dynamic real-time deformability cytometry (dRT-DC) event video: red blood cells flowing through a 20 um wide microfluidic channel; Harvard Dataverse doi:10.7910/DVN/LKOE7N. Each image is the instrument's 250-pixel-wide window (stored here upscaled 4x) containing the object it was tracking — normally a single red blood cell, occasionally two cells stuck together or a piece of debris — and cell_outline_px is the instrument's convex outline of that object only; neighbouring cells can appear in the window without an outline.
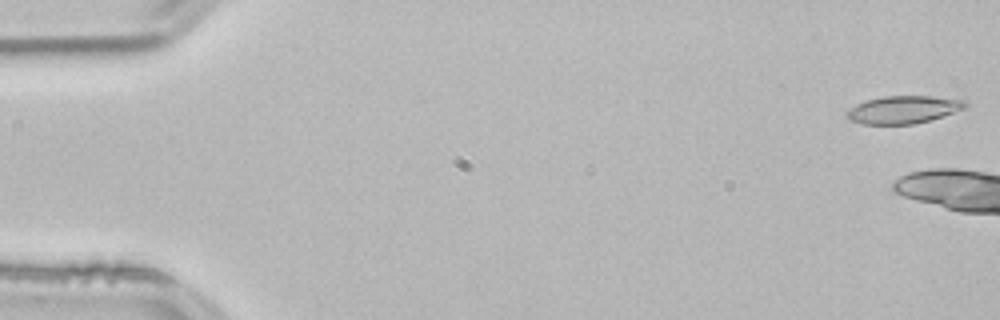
{"species": "common noctule bat (a hibernating species)", "species_latin": "Nyctalus noctula", "temperature_condition": "room temperature", "stored_images_in_passage": 6, "camera_frame_rate_fps": 3000, "um_per_image_px": 0.085, "animal": {"sex": "male", "body_mass_g": 21.5, "forearm_length_mm": 52.0}, "frame": {"image": 1, "passage_image": 1, "time_ms": 0.0, "image_size_px": [1000, 320], "cell_outline_px": [[968, 104], [964, 108], [928, 120], [912, 124], [864, 124], [852, 120], [844, 116], [844, 112], [856, 104], [868, 100], [884, 96], [932, 96], [964, 100]], "centroid_in_image_um": [76.73, 9.31], "position_along_channel_um": 8.3, "area_um2": 18.79}}